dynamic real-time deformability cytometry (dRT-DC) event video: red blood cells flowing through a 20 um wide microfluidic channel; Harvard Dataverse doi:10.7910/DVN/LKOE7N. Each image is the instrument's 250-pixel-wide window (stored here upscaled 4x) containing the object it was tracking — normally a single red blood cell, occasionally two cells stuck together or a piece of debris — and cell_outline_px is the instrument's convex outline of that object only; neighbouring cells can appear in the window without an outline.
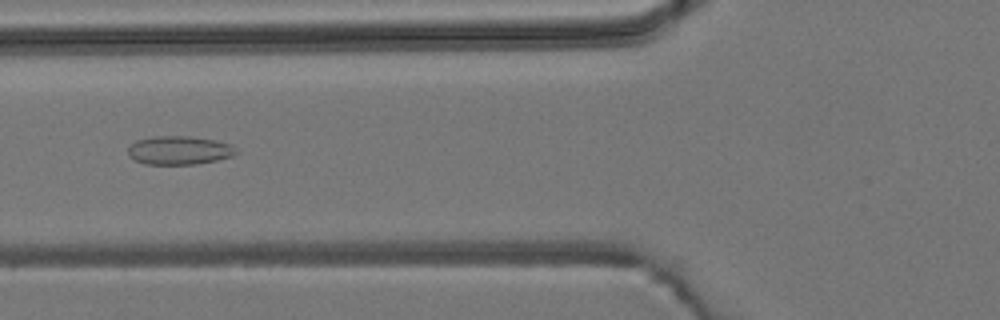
{"species": "common noctule bat (a hibernating species)", "species_latin": "Nyctalus noctula", "temperature_condition": "room temperature", "stored_images_in_passage": 3, "camera_frame_rate_fps": 3000, "um_per_image_px": 0.085, "animal": {"sex": "male", "body_mass_g": 19.2, "forearm_length_mm": 51.8}, "frame": {"image": 1, "passage_image": 3, "time_ms": 2.0, "image_size_px": [1000, 320], "cell_outline_px": [[240, 152], [232, 156], [216, 160], [196, 164], [144, 164], [128, 156], [128, 148], [136, 140], [152, 136], [192, 136], [216, 140], [232, 144]], "centroid_in_image_um": [15.26, 12.76], "position_along_channel_um": 110.5, "area_um2": 18.21}}